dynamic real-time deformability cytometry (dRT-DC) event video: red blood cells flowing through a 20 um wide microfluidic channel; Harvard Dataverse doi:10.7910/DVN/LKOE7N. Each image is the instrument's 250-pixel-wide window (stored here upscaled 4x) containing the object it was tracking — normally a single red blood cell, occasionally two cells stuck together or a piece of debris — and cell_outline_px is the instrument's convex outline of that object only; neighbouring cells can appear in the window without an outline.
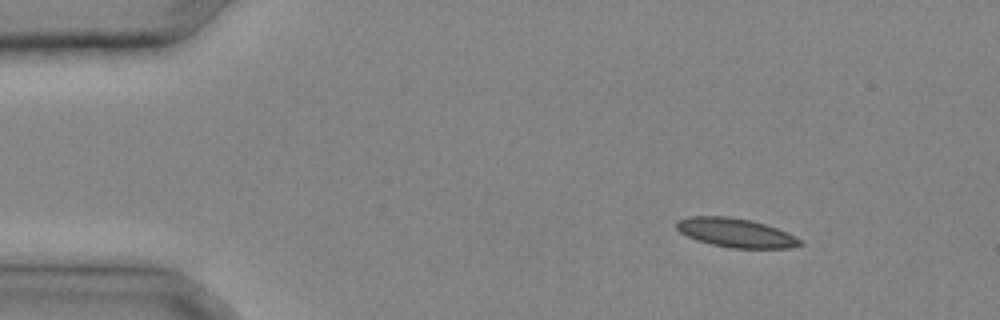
{"species": "common noctule bat (a hibernating species)", "species_latin": "Nyctalus noctula", "temperature_condition": "cold", "stored_images_in_passage": 28, "camera_frame_rate_fps": 3000, "um_per_image_px": 0.085, "animal": {"sex": "male", "body_mass_g": 20.4}, "frame": {"image": 1, "passage_image": 1, "time_ms": 0.0, "image_size_px": [1000, 320], "cell_outline_px": [[804, 244], [792, 248], [732, 248], [712, 244], [696, 240], [680, 232], [676, 228], [676, 220], [688, 216], [728, 216], [752, 220], [776, 228], [800, 240]], "centroid_in_image_um": [62.49, 19.78], "position_along_channel_um": 22.5, "area_um2": 20.75}}
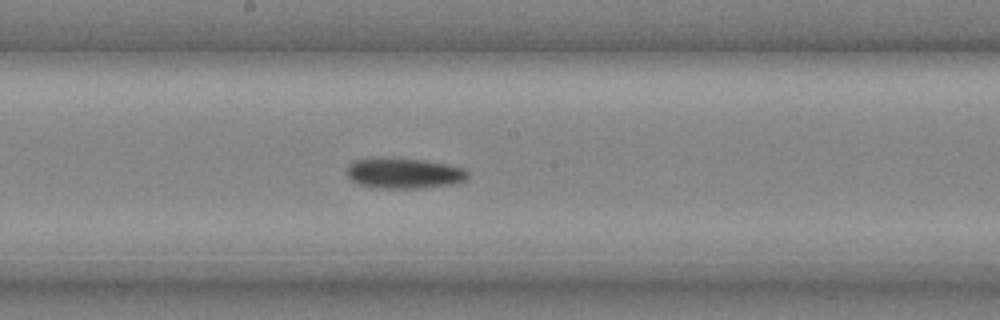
{"frame": {"image": 2, "passage_image": 14, "time_ms": 4.333, "image_size_px": [1000, 320], "cell_outline_px": [[468, 176], [460, 184], [420, 188], [376, 188], [360, 184], [352, 180], [344, 172], [348, 164], [352, 160], [372, 156], [424, 160], [464, 168], [468, 172]], "centroid_in_image_um": [34.28, 14.71], "position_along_channel_um": 213.9, "area_um2": 22.08}}
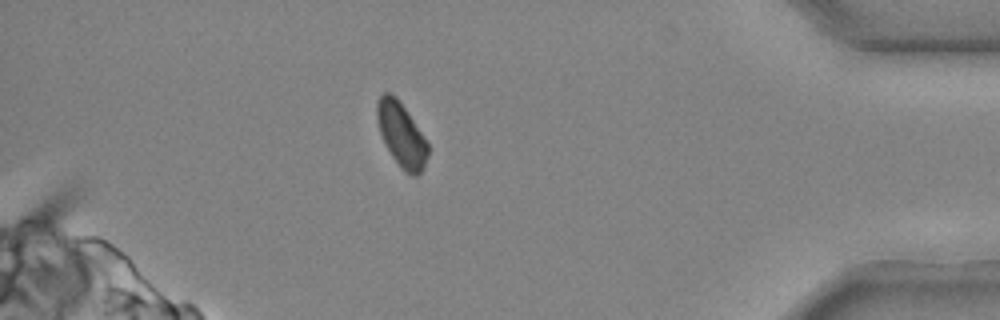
{"frame": {"image": 3, "passage_image": 25, "time_ms": 8.0, "image_size_px": [1000, 320], "cell_outline_px": [[428, 156], [420, 172], [416, 176], [412, 176], [404, 172], [392, 156], [380, 132], [376, 116], [376, 100], [384, 92], [388, 92], [396, 96], [428, 144]], "centroid_in_image_um": [34.09, 11.44], "position_along_channel_um": 401.1, "area_um2": 18.55}}